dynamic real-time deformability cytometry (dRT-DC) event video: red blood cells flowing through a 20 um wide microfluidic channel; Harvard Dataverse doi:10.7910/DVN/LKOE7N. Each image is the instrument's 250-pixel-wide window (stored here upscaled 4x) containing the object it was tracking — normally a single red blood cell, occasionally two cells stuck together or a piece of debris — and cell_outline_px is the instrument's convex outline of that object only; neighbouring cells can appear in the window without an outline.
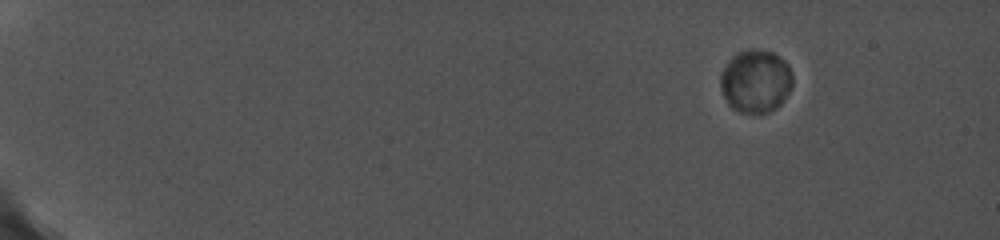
{"species": "common noctule bat (a hibernating species)", "species_latin": "Nyctalus noctula", "temperature_condition": "cold", "stored_images_in_passage": 57, "camera_frame_rate_fps": 5000, "um_per_image_px": 0.085, "animal": {"sex": "female", "body_mass_g": 19.0, "forearm_length_mm": 56.7}, "frame": {"image": 1, "passage_image": 1, "time_ms": 0.0, "image_size_px": [1000, 240], "cell_outline_px": [[792, 84], [780, 104], [776, 108], [768, 112], [740, 112], [732, 108], [728, 104], [724, 96], [720, 84], [720, 76], [728, 60], [736, 52], [748, 48], [756, 48], [772, 52], [780, 56], [788, 64], [792, 76]], "centroid_in_image_um": [64.21, 6.86], "position_along_channel_um": 20.8, "area_um2": 26.47}}
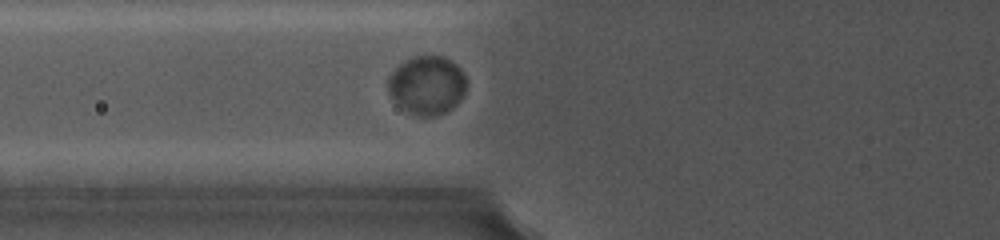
{"frame": {"image": 2, "passage_image": 22, "time_ms": 6.0, "image_size_px": [1000, 240], "cell_outline_px": [[464, 92], [456, 104], [452, 108], [444, 112], [432, 116], [420, 116], [404, 108], [392, 100], [388, 88], [388, 76], [404, 60], [416, 56], [444, 56], [456, 64], [460, 68], [464, 76]], "centroid_in_image_um": [36.27, 7.22], "position_along_channel_um": 89.5, "area_um2": 26.3}}
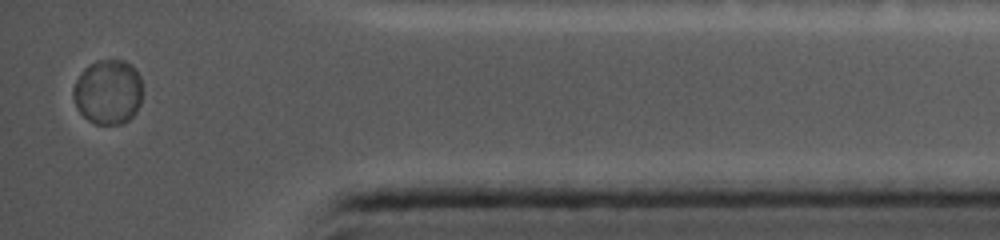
{"frame": {"image": 3, "passage_image": 57, "time_ms": 15.4, "image_size_px": [1000, 240], "cell_outline_px": [[140, 104], [136, 112], [128, 120], [120, 124], [96, 124], [88, 120], [76, 108], [72, 96], [72, 88], [80, 72], [88, 64], [96, 60], [124, 60], [140, 76]], "centroid_in_image_um": [9.13, 7.82], "position_along_channel_um": 426.1, "area_um2": 26.13}}